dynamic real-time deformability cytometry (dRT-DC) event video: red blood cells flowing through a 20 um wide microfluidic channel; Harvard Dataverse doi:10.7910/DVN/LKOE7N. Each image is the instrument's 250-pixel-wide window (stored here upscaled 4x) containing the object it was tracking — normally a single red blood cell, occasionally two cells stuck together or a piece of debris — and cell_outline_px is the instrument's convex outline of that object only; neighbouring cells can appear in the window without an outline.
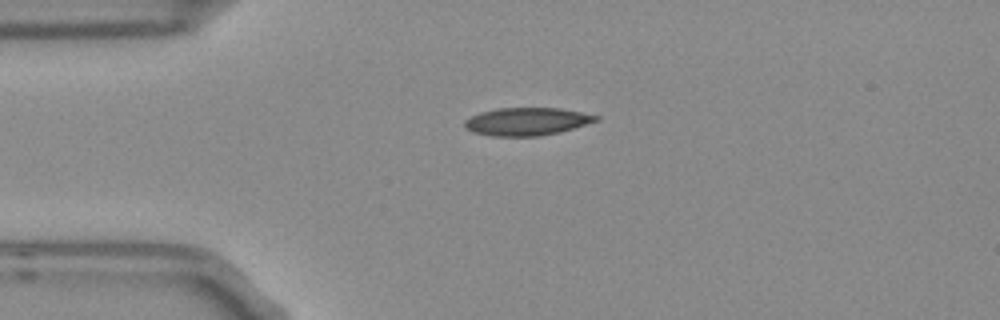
{"species": "Egyptian fruit bat (a non-hibernating species)", "species_latin": "Rousettus aegyptiacus", "temperature_condition": "room temperature", "stored_images_in_passage": 3, "camera_frame_rate_fps": 3000, "um_per_image_px": 0.085, "frame": {"image": 1, "passage_image": 1, "time_ms": 0.0, "image_size_px": [1000, 320], "cell_outline_px": [[600, 120], [560, 132], [536, 136], [492, 136], [476, 132], [464, 128], [464, 120], [480, 112], [496, 108], [560, 108], [600, 116]], "centroid_in_image_um": [44.78, 10.32], "position_along_channel_um": 40.2, "area_um2": 21.21}}
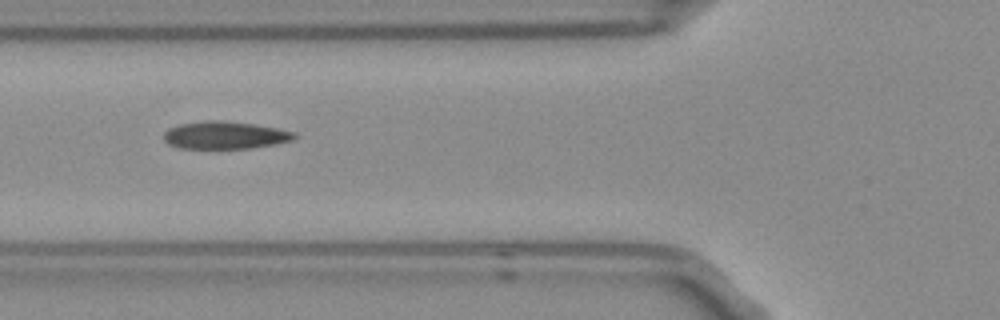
{"frame": {"image": 2, "passage_image": 3, "time_ms": 0.667, "image_size_px": [1000, 320], "cell_outline_px": [[296, 136], [292, 140], [276, 144], [252, 148], [180, 148], [168, 144], [164, 140], [164, 132], [168, 128], [180, 124], [208, 120], [224, 120], [252, 124], [276, 128], [296, 132]], "centroid_in_image_um": [19.11, 11.49], "position_along_channel_um": 106.7, "area_um2": 20.92}}